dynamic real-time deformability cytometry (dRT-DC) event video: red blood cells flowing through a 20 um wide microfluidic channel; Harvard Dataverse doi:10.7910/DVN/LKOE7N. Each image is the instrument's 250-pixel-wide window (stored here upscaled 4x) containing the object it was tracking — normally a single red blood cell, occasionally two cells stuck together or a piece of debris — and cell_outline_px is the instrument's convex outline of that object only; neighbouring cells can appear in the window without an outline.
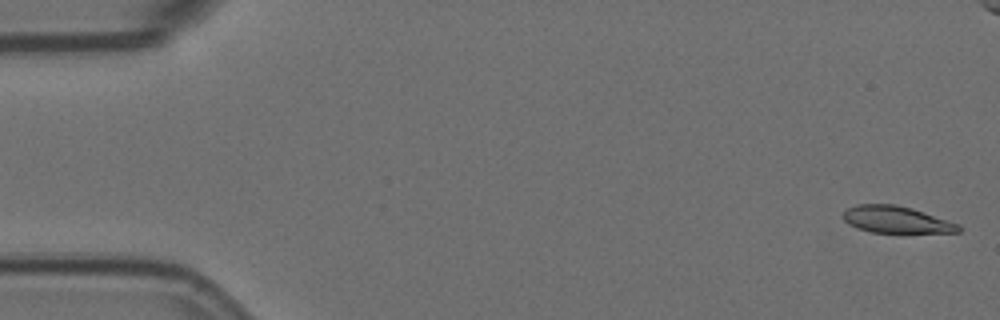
{"species": "Egyptian fruit bat (a non-hibernating species)", "species_latin": "Rousettus aegyptiacus", "temperature_condition": "room temperature", "stored_images_in_passage": 8, "camera_frame_rate_fps": 3000, "um_per_image_px": 0.085, "animal": {"sex": "female"}, "frame": {"image": 1, "passage_image": 1, "time_ms": 0.0, "image_size_px": [1000, 320], "cell_outline_px": [[960, 232], [872, 232], [856, 228], [848, 224], [844, 220], [844, 212], [848, 208], [856, 204], [896, 204], [912, 208], [960, 224]], "centroid_in_image_um": [76.17, 18.66], "position_along_channel_um": 8.8, "area_um2": 17.92}}
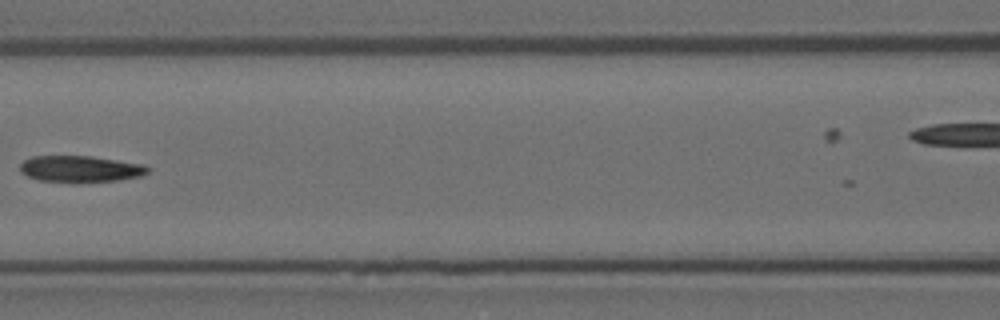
{"frame": {"image": 2, "passage_image": 7, "time_ms": 2.0, "image_size_px": [1000, 320], "cell_outline_px": [[152, 168], [148, 172], [140, 176], [120, 180], [76, 184], [40, 180], [28, 176], [20, 172], [20, 164], [24, 160], [32, 156], [92, 156], [144, 164]], "centroid_in_image_um": [6.85, 14.38], "position_along_channel_um": 159.7, "area_um2": 20.23}}